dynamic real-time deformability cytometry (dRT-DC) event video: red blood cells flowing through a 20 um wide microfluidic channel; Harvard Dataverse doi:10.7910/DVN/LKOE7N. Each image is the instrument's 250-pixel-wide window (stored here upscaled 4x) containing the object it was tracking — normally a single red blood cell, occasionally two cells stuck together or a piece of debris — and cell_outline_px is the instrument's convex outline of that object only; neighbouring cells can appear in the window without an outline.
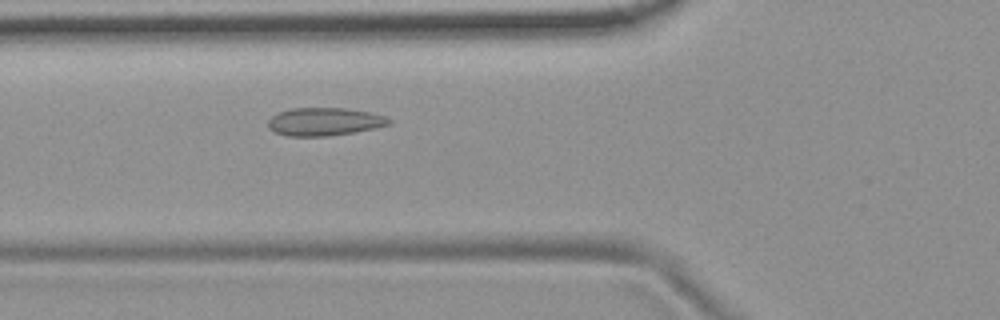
{"species": "common noctule bat (a hibernating species)", "species_latin": "Nyctalus noctula", "temperature_condition": "room temperature", "stored_images_in_passage": 47, "camera_frame_rate_fps": 3000, "um_per_image_px": 0.085, "animal": {"sex": "female", "body_mass_g": 19.9}, "frame": {"image": 1, "passage_image": 13, "time_ms": 4.0, "image_size_px": [1000, 320], "cell_outline_px": [[392, 124], [376, 128], [356, 132], [328, 136], [288, 136], [276, 132], [268, 128], [268, 120], [272, 116], [280, 112], [292, 108], [348, 108], [372, 112], [384, 116], [392, 120]], "centroid_in_image_um": [27.62, 10.34], "position_along_channel_um": 98.2, "area_um2": 19.88}}
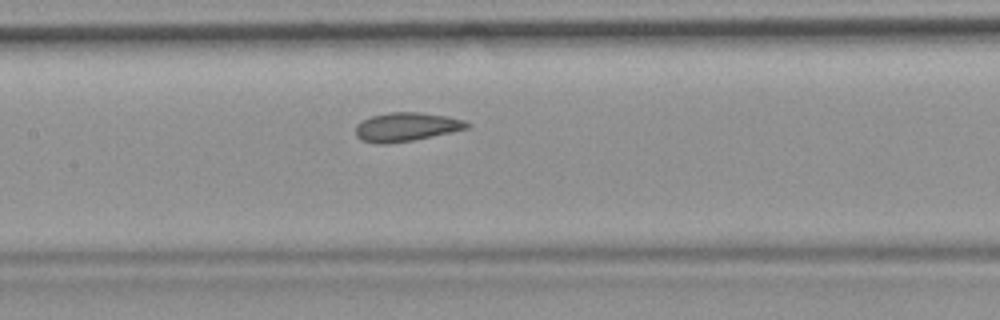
{"frame": {"image": 2, "passage_image": 19, "time_ms": 6.0, "image_size_px": [1000, 320], "cell_outline_px": [[472, 124], [468, 128], [432, 136], [412, 140], [388, 144], [380, 144], [364, 140], [356, 136], [356, 124], [372, 116], [388, 112], [420, 112], [448, 116], [464, 120]], "centroid_in_image_um": [34.56, 10.78], "position_along_channel_um": 172.8, "area_um2": 18.55}}
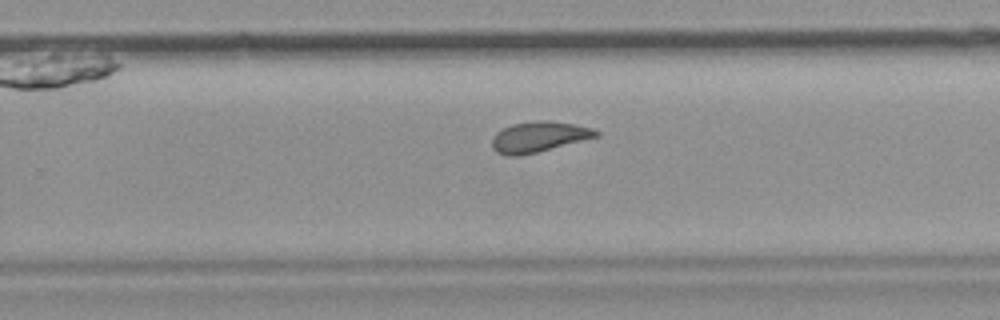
{"frame": {"image": 3, "passage_image": 28, "time_ms": 9.0, "image_size_px": [1000, 320], "cell_outline_px": [[600, 136], [536, 152], [516, 156], [508, 156], [496, 152], [492, 148], [492, 136], [496, 132], [512, 124], [536, 120], [548, 120], [576, 124], [592, 128], [600, 132]], "centroid_in_image_um": [45.8, 11.62], "position_along_channel_um": 284.0, "area_um2": 18.55}, "authors_computed_cell_mechanics": {"area_um2": 18.9006, "velocity_mm_per_s": 3.724, "shape_relaxation_time_tau1_ms": null, "shape_relaxation_time_tau2_ms": 1.5987, "deformation_change_tau1": null, "deformation_change_tau2": 0.0715}}